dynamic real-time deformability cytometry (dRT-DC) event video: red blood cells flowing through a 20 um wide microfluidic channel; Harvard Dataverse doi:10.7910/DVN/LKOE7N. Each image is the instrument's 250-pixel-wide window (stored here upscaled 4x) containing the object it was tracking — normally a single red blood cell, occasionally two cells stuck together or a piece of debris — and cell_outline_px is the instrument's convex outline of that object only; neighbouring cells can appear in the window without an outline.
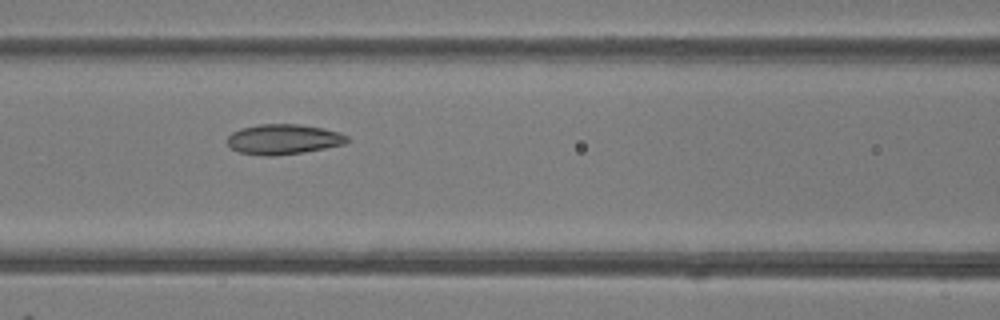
{"species": "common noctule bat (a hibernating species)", "species_latin": "Nyctalus noctula", "temperature_condition": "room temperature", "stored_images_in_passage": 5, "camera_frame_rate_fps": 3000, "um_per_image_px": 0.085, "animal": {"sex": "female"}, "frame": {"image": 1, "passage_image": 4, "time_ms": 3.333, "image_size_px": [1000, 320], "cell_outline_px": [[348, 140], [344, 144], [304, 152], [272, 156], [264, 156], [240, 152], [232, 148], [228, 144], [228, 136], [232, 132], [240, 128], [260, 124], [296, 124], [324, 128], [340, 132], [348, 136]], "centroid_in_image_um": [24.09, 11.83], "position_along_channel_um": 142.5, "area_um2": 20.98}}
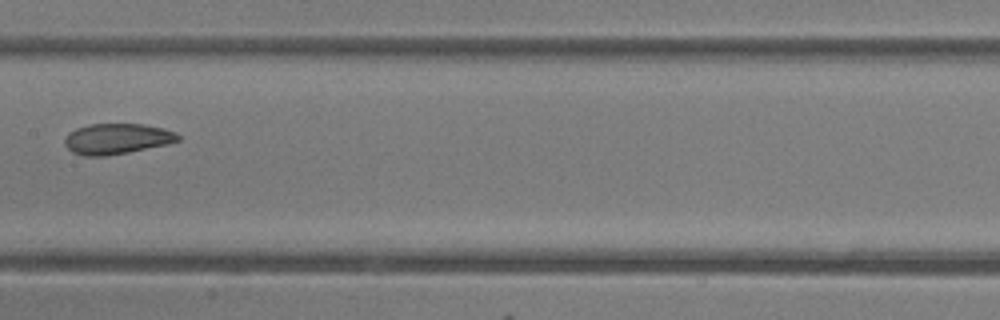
{"frame": {"image": 2, "passage_image": 5, "time_ms": 4.667, "image_size_px": [1000, 320], "cell_outline_px": [[180, 140], [168, 144], [108, 156], [84, 156], [72, 152], [64, 144], [64, 140], [68, 132], [76, 128], [88, 124], [144, 124], [164, 128], [176, 132], [180, 136]], "centroid_in_image_um": [9.93, 11.79], "position_along_channel_um": 197.5, "area_um2": 20.4}}